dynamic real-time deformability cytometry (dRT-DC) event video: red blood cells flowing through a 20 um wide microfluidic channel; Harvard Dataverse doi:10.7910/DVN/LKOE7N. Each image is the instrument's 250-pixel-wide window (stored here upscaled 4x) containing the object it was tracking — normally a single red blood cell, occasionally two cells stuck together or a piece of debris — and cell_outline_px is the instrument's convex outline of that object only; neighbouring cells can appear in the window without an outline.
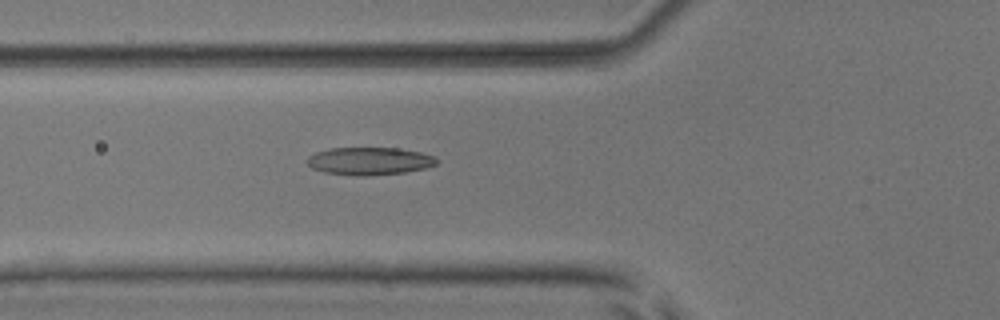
{"species": "common noctule bat (a hibernating species)", "species_latin": "Nyctalus noctula", "temperature_condition": "room temperature", "stored_images_in_passage": 5, "camera_frame_rate_fps": 3000, "um_per_image_px": 0.085, "animal": {"sex": "male", "body_mass_g": 17.9, "forearm_length_mm": 54.2}, "frame": {"image": 1, "passage_image": 5, "time_ms": 5.667, "image_size_px": [1000, 320], "cell_outline_px": [[436, 164], [424, 168], [404, 172], [368, 176], [356, 176], [324, 172], [312, 168], [304, 160], [308, 156], [316, 152], [332, 148], [396, 148], [420, 152], [436, 156]], "centroid_in_image_um": [31.36, 13.69], "position_along_channel_um": 94.4, "area_um2": 20.87}}